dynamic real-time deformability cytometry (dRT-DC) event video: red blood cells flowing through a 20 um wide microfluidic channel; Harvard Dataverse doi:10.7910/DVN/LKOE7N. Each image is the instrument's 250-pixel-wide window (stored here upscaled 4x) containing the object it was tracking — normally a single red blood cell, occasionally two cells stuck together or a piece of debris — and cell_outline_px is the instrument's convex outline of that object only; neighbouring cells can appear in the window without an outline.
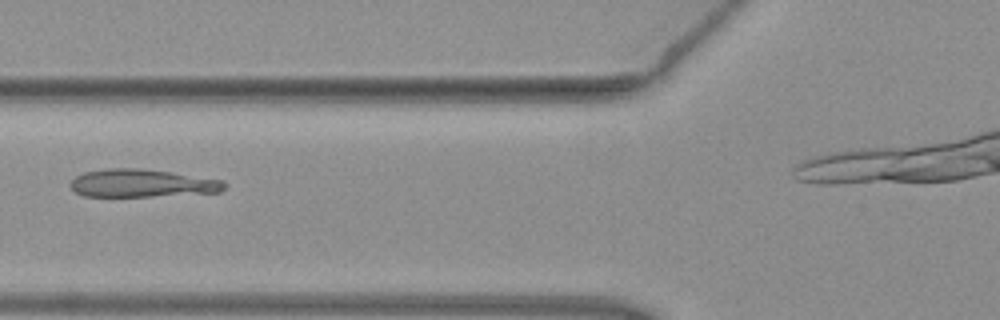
{"species": "common noctule bat (a hibernating species)", "species_latin": "Nyctalus noctula", "temperature_condition": "warm", "stored_images_in_passage": 4, "camera_frame_rate_fps": 3000, "um_per_image_px": 0.085, "animal": {"sex": "female", "body_mass_g": 19.3, "forearm_length_mm": 54.1}, "frame": {"image": 1, "passage_image": 3, "time_ms": 0.667, "image_size_px": [1000, 320], "cell_outline_px": [[228, 184], [220, 192], [152, 196], [84, 196], [76, 192], [68, 184], [76, 176], [84, 172], [108, 168], [140, 168], [224, 180]], "centroid_in_image_um": [12.07, 15.57], "position_along_channel_um": 113.7, "area_um2": 24.91}}